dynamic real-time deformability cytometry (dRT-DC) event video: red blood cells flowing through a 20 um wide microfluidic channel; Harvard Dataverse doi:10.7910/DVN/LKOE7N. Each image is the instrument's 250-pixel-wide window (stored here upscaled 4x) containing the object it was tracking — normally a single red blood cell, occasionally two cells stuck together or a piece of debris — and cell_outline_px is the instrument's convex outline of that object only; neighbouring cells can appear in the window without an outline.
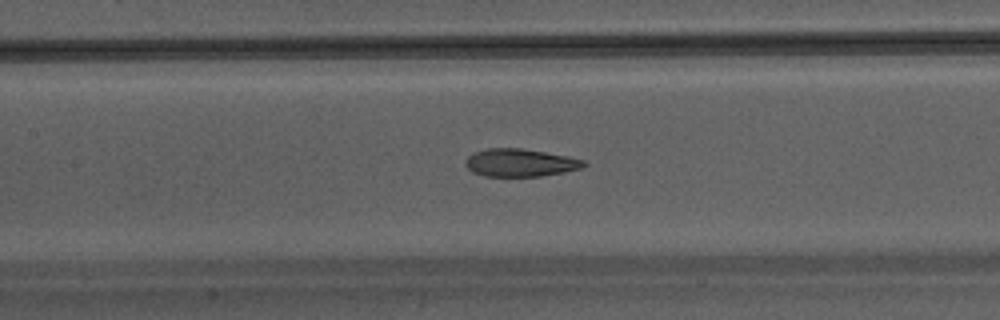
{"species": "Egyptian fruit bat (a non-hibernating species)", "species_latin": "Rousettus aegyptiacus", "temperature_condition": "warm", "stored_images_in_passage": 20, "camera_frame_rate_fps": 3000, "um_per_image_px": 0.085, "animal": {"sex": "male"}, "frame": {"image": 1, "passage_image": 20, "time_ms": 6.333, "image_size_px": [1000, 320], "cell_outline_px": [[588, 164], [584, 168], [564, 172], [540, 176], [484, 176], [472, 172], [464, 164], [464, 160], [472, 152], [488, 148], [520, 148], [568, 156], [584, 160]], "centroid_in_image_um": [44.2, 13.83], "position_along_channel_um": 163.2, "area_um2": 19.31}}